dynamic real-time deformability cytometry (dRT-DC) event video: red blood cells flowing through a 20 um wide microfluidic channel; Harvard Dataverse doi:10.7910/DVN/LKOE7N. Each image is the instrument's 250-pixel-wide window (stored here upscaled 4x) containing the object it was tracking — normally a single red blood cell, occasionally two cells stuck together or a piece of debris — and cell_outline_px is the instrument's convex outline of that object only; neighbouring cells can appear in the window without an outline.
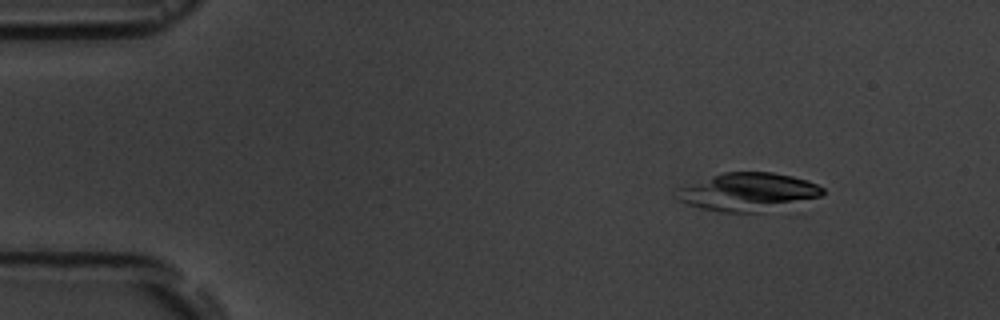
{"species": "common noctule bat (a hibernating species)", "species_latin": "Nyctalus noctula", "temperature_condition": "room temperature", "stored_images_in_passage": 4, "camera_frame_rate_fps": 3000, "um_per_image_px": 0.085, "animal": {"sex": "male", "body_mass_g": 19.5, "forearm_length_mm": 54.6}, "frame": {"image": 1, "passage_image": 1, "time_ms": 0.0, "image_size_px": [1000, 320], "cell_outline_px": [[824, 192], [820, 196], [756, 212], [724, 212], [704, 208], [688, 204], [676, 200], [680, 188], [712, 176], [724, 172], [772, 172], [792, 176], [816, 184], [824, 188]], "centroid_in_image_um": [63.56, 16.29], "position_along_channel_um": 21.4, "area_um2": 31.1}}